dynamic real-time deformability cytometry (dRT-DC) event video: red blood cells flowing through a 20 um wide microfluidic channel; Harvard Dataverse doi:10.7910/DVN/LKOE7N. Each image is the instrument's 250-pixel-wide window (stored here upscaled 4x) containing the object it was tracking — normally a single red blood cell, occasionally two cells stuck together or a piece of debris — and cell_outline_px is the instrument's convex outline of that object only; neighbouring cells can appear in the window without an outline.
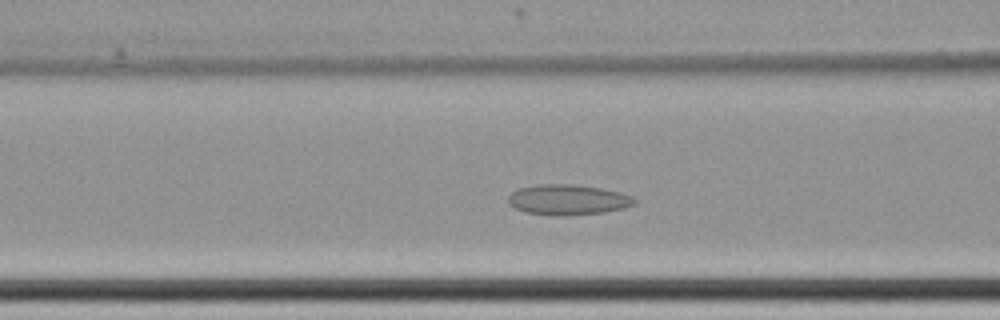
{"species": "common noctule bat (a hibernating species)", "species_latin": "Nyctalus noctula", "temperature_condition": "cold", "stored_images_in_passage": 55, "camera_frame_rate_fps": 3000, "um_per_image_px": 0.085, "animal": {"sex": "female", "body_mass_g": 22.7, "forearm_length_mm": 54.2}, "frame": {"image": 1, "passage_image": 20, "time_ms": 6.333, "image_size_px": [1000, 320], "cell_outline_px": [[636, 204], [624, 208], [604, 212], [564, 216], [552, 216], [528, 212], [516, 208], [508, 204], [508, 196], [512, 192], [520, 188], [536, 184], [568, 184], [600, 188], [620, 192], [632, 196], [636, 200]], "centroid_in_image_um": [48.27, 16.98], "position_along_channel_um": 118.3, "area_um2": 22.37}}
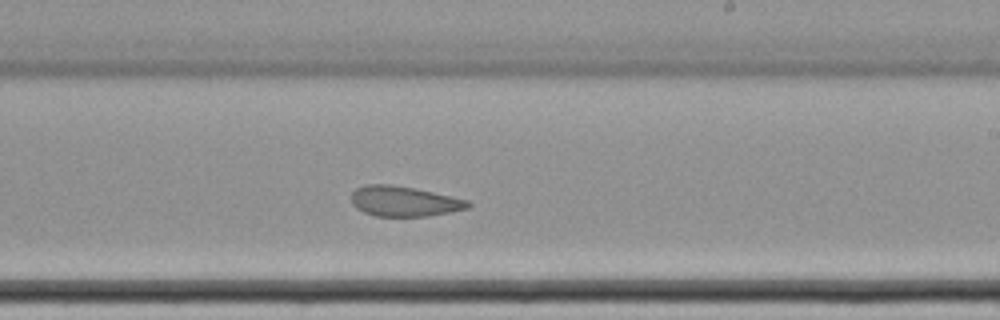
{"frame": {"image": 2, "passage_image": 32, "time_ms": 10.333, "image_size_px": [1000, 320], "cell_outline_px": [[472, 204], [468, 208], [428, 216], [376, 216], [364, 212], [356, 208], [352, 204], [352, 192], [356, 188], [364, 184], [392, 184], [432, 192], [468, 200]], "centroid_in_image_um": [34.31, 17.1], "position_along_channel_um": 254.7, "area_um2": 20.4}}
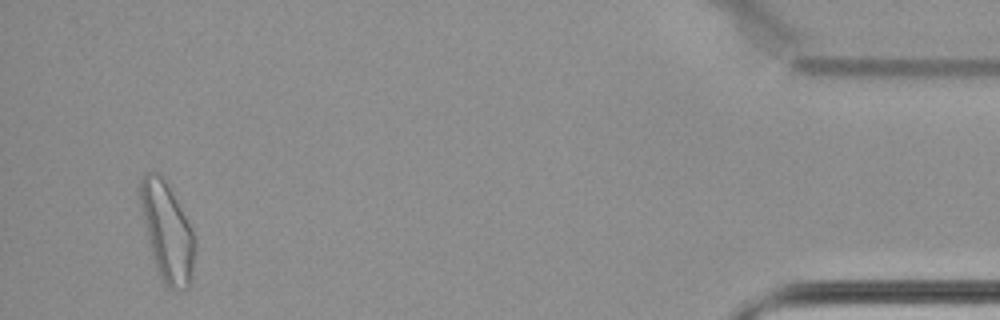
{"frame": {"image": 3, "passage_image": 53, "time_ms": 17.333, "image_size_px": [1000, 320], "cell_outline_px": [[196, 252], [192, 280], [188, 288], [168, 288], [164, 284], [156, 268], [148, 244], [140, 204], [140, 180], [144, 172], [156, 172], [164, 176], [192, 228], [196, 244]], "centroid_in_image_um": [14.22, 19.7], "position_along_channel_um": 421.0, "area_um2": 31.73}, "authors_computed_cell_mechanics": {"area_um2": 23.6402, "velocity_mm_per_s": 3.413, "shape_relaxation_time_tau1_ms": null, "shape_relaxation_time_tau2_ms": 2.7269, "deformation_change_tau1": null, "deformation_change_tau2": 0.0872}}